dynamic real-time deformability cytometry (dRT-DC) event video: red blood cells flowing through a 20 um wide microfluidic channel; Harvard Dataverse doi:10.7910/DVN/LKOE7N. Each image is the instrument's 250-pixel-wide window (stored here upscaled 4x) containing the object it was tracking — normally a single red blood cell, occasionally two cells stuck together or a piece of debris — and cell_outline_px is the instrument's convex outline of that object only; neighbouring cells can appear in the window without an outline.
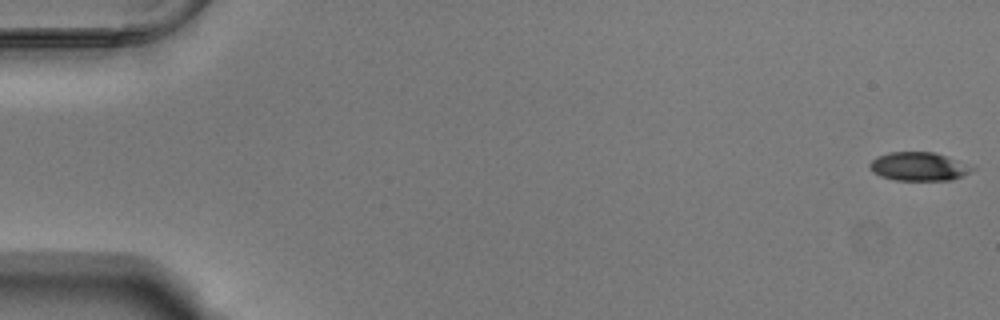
{"species": "Egyptian fruit bat (a non-hibernating species)", "species_latin": "Rousettus aegyptiacus", "temperature_condition": "warm", "stored_images_in_passage": 55, "camera_frame_rate_fps": 3000, "um_per_image_px": 0.085, "animal": {"sex": "male"}, "frame": {"image": 1, "passage_image": 1, "time_ms": 0.0, "image_size_px": [1000, 320], "cell_outline_px": [[976, 168], [952, 180], [896, 180], [880, 176], [872, 172], [868, 168], [868, 164], [876, 156], [888, 152], [936, 152], [972, 164]], "centroid_in_image_um": [78.09, 14.14], "position_along_channel_um": 6.9, "area_um2": 17.34}}
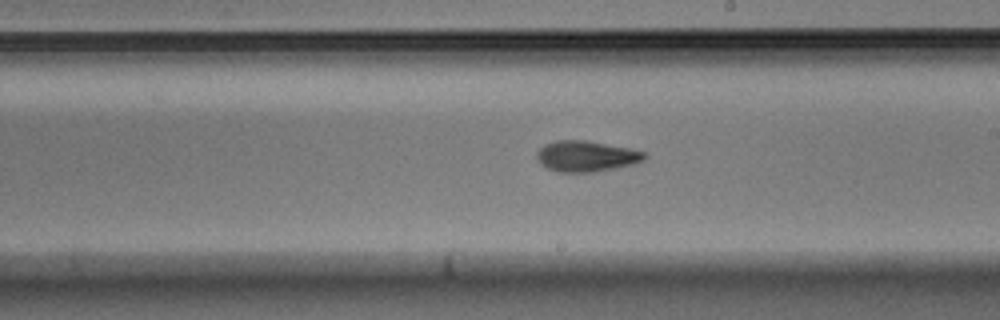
{"frame": {"image": 2, "passage_image": 32, "time_ms": 10.333, "image_size_px": [1000, 320], "cell_outline_px": [[648, 156], [644, 160], [636, 164], [592, 172], [560, 172], [548, 168], [540, 164], [536, 156], [536, 152], [544, 144], [556, 140], [588, 140], [632, 148], [648, 152]], "centroid_in_image_um": [49.88, 13.26], "position_along_channel_um": 239.1, "area_um2": 19.71}}
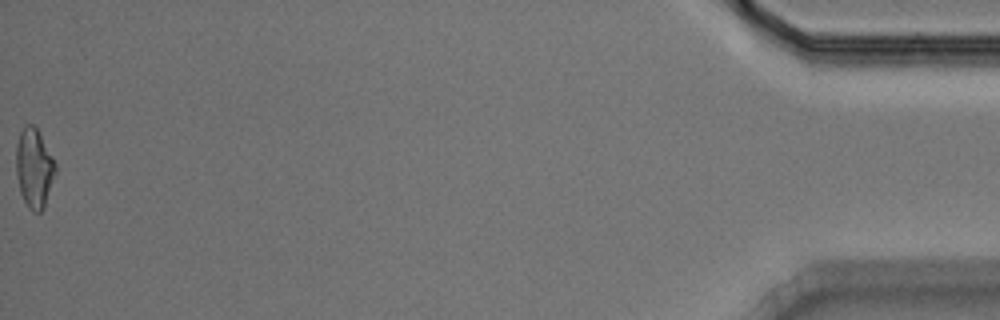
{"frame": {"image": 3, "passage_image": 55, "time_ms": 18.0, "image_size_px": [1000, 320], "cell_outline_px": [[56, 172], [44, 208], [40, 212], [32, 212], [28, 208], [20, 192], [16, 176], [16, 144], [20, 132], [24, 124], [32, 124], [36, 128], [52, 156], [56, 164]], "centroid_in_image_um": [2.89, 14.3], "position_along_channel_um": 432.3, "area_um2": 18.21}, "authors_computed_cell_mechanics": {"area_um2": 18.207, "velocity_mm_per_s": 3.7757, "shape_relaxation_time_tau1_ms": 4.4702, "shape_relaxation_time_tau2_ms": 4.0349, "deformation_change_tau1": 0.1885, "deformation_change_tau2": 0.0904}}